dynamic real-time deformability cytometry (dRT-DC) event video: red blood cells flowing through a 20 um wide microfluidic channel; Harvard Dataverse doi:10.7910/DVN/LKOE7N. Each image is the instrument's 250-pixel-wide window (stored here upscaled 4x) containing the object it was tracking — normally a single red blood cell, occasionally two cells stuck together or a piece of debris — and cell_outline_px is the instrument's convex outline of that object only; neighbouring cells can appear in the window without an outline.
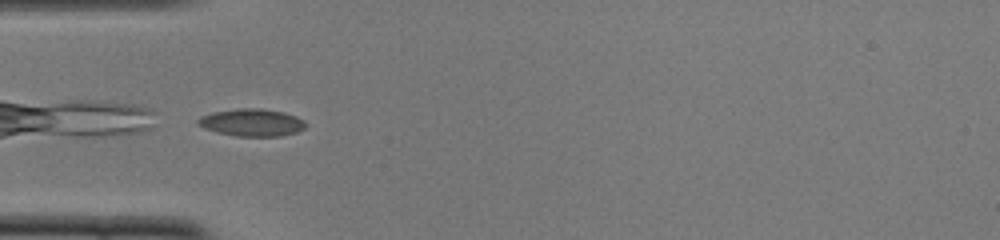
{"species": "common noctule bat (a hibernating species)", "species_latin": "Nyctalus noctula", "temperature_condition": "cold", "stored_images_in_passage": 31, "camera_frame_rate_fps": 3000, "um_per_image_px": 0.085, "animal": {"sex": "female", "body_mass_g": 22.0, "forearm_length_mm": 56.7}, "frame": {"image": 1, "passage_image": 1, "time_ms": 0.0, "image_size_px": [1000, 240], "cell_outline_px": [[308, 124], [304, 128], [296, 132], [280, 136], [236, 136], [216, 132], [204, 128], [196, 124], [196, 120], [200, 116], [212, 112], [240, 108], [260, 108], [284, 112], [296, 116], [304, 120]], "centroid_in_image_um": [21.39, 10.41], "position_along_channel_um": 63.6, "area_um2": 17.34}}
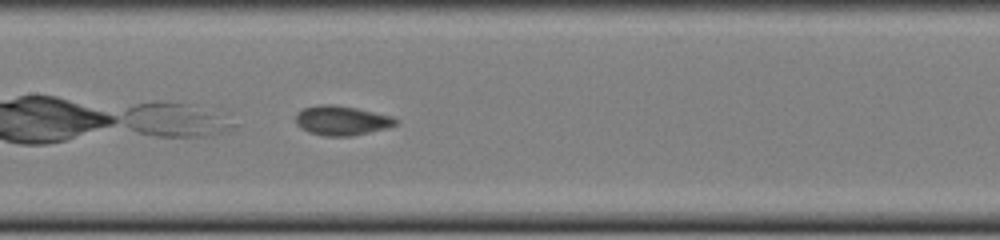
{"frame": {"image": 2, "passage_image": 10, "time_ms": 3.0, "image_size_px": [1000, 240], "cell_outline_px": [[400, 120], [396, 124], [388, 128], [352, 136], [324, 136], [308, 132], [300, 128], [296, 124], [296, 112], [304, 108], [320, 104], [336, 104], [356, 108], [392, 116]], "centroid_in_image_um": [29.04, 10.24], "position_along_channel_um": 178.4, "area_um2": 17.4}}
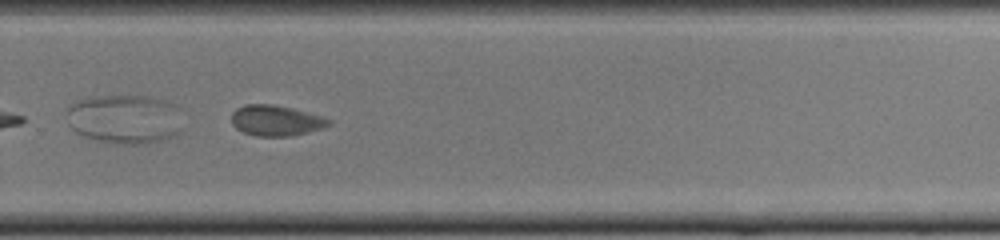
{"frame": {"image": 3, "passage_image": 20, "time_ms": 6.333, "image_size_px": [1000, 240], "cell_outline_px": [[332, 124], [308, 132], [292, 136], [256, 136], [244, 132], [236, 128], [232, 124], [232, 112], [236, 108], [244, 104], [272, 104], [292, 108], [320, 116], [332, 120]], "centroid_in_image_um": [23.43, 10.24], "position_along_channel_um": 306.4, "area_um2": 17.28}, "authors_computed_cell_mechanics": {"area_um2": 17.2822, "velocity_mm_per_s": 3.8503, "shape_relaxation_time_tau1_ms": 2.6535, "shape_relaxation_time_tau2_ms": 1.5468, "deformation_change_tau1": 0.0921, "deformation_change_tau2": 0.0604}}